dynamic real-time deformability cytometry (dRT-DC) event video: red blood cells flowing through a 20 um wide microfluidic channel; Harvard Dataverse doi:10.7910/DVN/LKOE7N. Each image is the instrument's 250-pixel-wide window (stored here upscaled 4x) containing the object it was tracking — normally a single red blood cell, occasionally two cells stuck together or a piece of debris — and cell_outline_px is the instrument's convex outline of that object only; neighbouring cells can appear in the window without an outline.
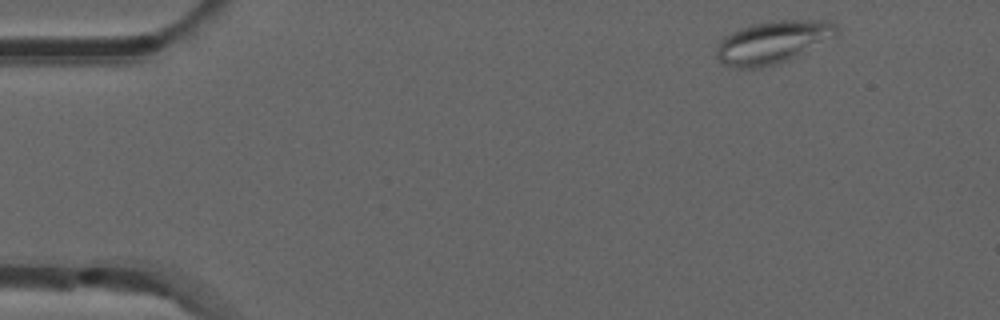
{"species": "common noctule bat (a hibernating species)", "species_latin": "Nyctalus noctula", "temperature_condition": "room temperature", "stored_images_in_passage": 48, "camera_frame_rate_fps": 3000, "um_per_image_px": 0.085, "animal": {"sex": "male", "forearm_length_mm": 52.5}, "frame": {"image": 1, "passage_image": 1, "time_ms": 0.0, "image_size_px": [1000, 320], "cell_outline_px": [[840, 32], [836, 36], [788, 60], [776, 64], [760, 68], [736, 68], [724, 64], [716, 56], [716, 44], [724, 36], [740, 28], [752, 24], [772, 20], [828, 20], [836, 24], [840, 28]], "centroid_in_image_um": [65.69, 3.57], "position_along_channel_um": 19.3, "area_um2": 30.06}}
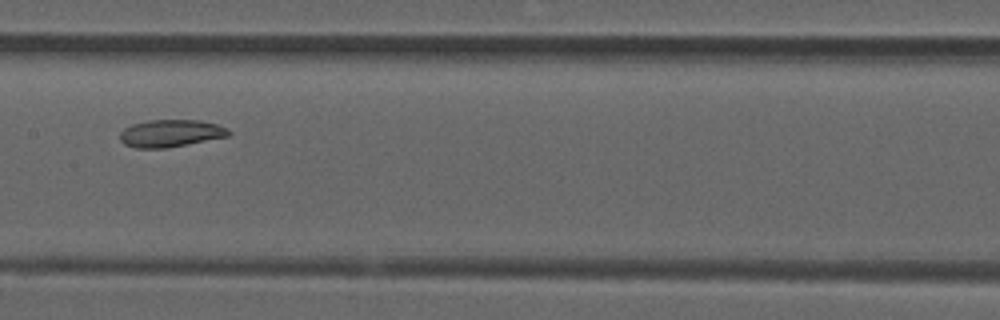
{"frame": {"image": 2, "passage_image": 22, "time_ms": 7.0, "image_size_px": [1000, 320], "cell_outline_px": [[232, 132], [228, 136], [168, 148], [136, 148], [124, 144], [120, 140], [120, 132], [124, 128], [132, 124], [148, 120], [200, 120], [216, 124], [228, 128]], "centroid_in_image_um": [14.5, 11.33], "position_along_channel_um": 192.9, "area_um2": 17.4}}
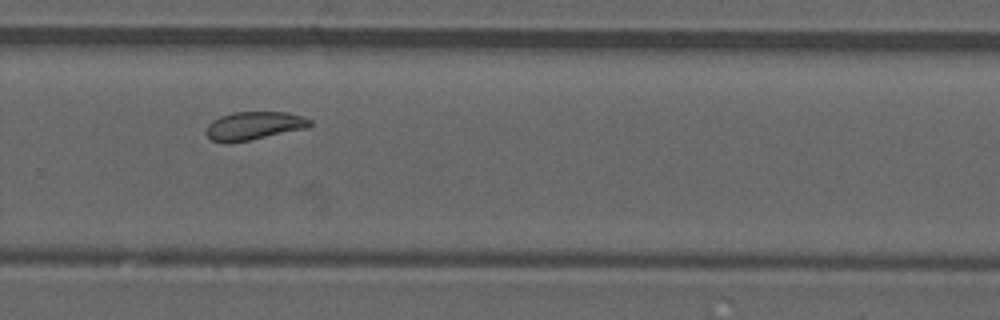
{"frame": {"image": 3, "passage_image": 31, "time_ms": 10.0, "image_size_px": [1000, 320], "cell_outline_px": [[312, 124], [308, 128], [248, 140], [224, 144], [212, 140], [204, 132], [208, 124], [212, 120], [220, 116], [232, 112], [288, 112], [304, 116], [312, 120]], "centroid_in_image_um": [21.58, 10.68], "position_along_channel_um": 308.2, "area_um2": 17.28}, "authors_computed_cell_mechanics": {"area_um2": 18.0336, "velocity_mm_per_s": 3.8563, "shape_relaxation_time_tau1_ms": null, "shape_relaxation_time_tau2_ms": 4.9743, "deformation_change_tau1": null, "deformation_change_tau2": 0.0965}}